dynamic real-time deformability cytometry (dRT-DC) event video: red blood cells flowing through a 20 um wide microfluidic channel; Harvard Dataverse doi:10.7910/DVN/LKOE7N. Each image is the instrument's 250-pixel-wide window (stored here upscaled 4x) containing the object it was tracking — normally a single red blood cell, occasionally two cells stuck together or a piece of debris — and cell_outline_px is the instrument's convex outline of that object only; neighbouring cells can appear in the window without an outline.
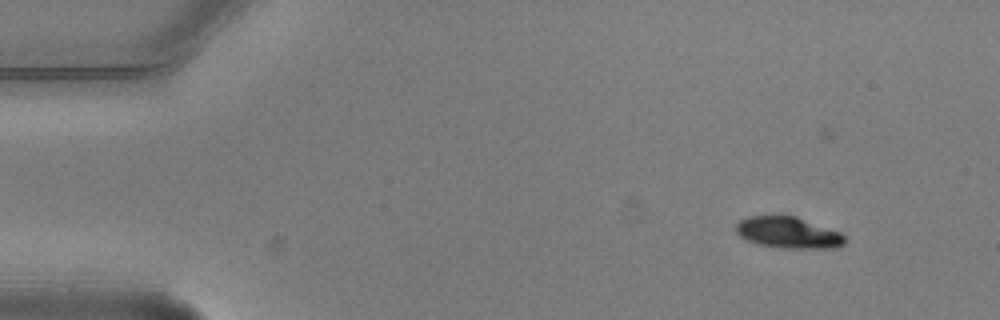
{"species": "common noctule bat (a hibernating species)", "species_latin": "Nyctalus noctula", "temperature_condition": "warm", "stored_images_in_passage": 4, "camera_frame_rate_fps": 3000, "um_per_image_px": 0.085, "animal": {"sex": "male", "body_mass_g": 20.5, "forearm_length_mm": 52.5}, "frame": {"image": 1, "passage_image": 1, "time_ms": 0.0, "image_size_px": [1000, 320], "cell_outline_px": [[848, 240], [844, 244], [836, 248], [780, 248], [760, 244], [748, 240], [740, 236], [736, 232], [736, 224], [740, 220], [748, 216], [796, 216], [840, 232]], "centroid_in_image_um": [67.03, 19.78], "position_along_channel_um": 18.0, "area_um2": 19.83}}
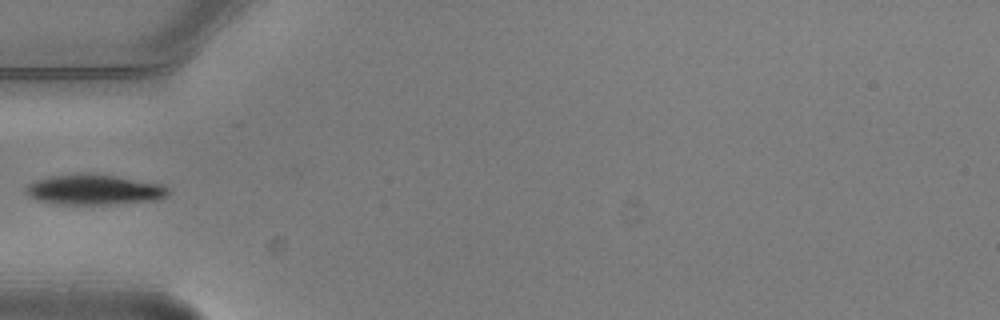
{"frame": {"image": 2, "passage_image": 4, "time_ms": 1.0, "image_size_px": [1000, 320], "cell_outline_px": [[168, 196], [160, 200], [116, 204], [60, 204], [36, 200], [28, 196], [24, 192], [28, 184], [36, 180], [48, 176], [88, 172], [92, 172], [164, 184], [168, 188]], "centroid_in_image_um": [8.02, 16.11], "position_along_channel_um": 77.0, "area_um2": 25.66}}